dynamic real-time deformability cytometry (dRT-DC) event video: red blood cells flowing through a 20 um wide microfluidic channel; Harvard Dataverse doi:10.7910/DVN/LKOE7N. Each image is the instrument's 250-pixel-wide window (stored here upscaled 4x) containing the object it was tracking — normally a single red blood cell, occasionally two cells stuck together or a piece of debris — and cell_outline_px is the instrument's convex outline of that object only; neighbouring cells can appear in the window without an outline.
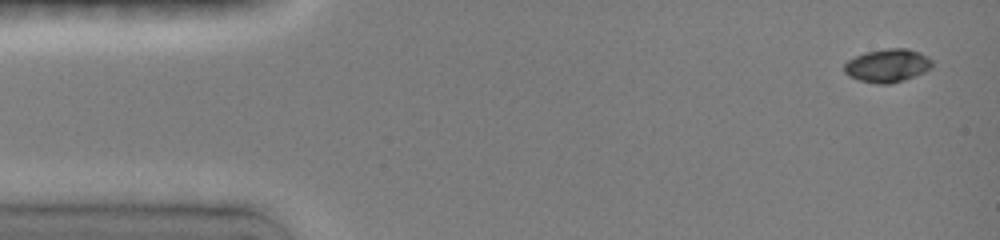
{"species": "common noctule bat (a hibernating species)", "species_latin": "Nyctalus noctula", "temperature_condition": "room temperature", "stored_images_in_passage": 14, "camera_frame_rate_fps": 3000, "um_per_image_px": 0.085, "animal": {"sex": "female", "body_mass_g": 19.0, "forearm_length_mm": 51.5}, "frame": {"image": 1, "passage_image": 1, "time_ms": 0.0, "image_size_px": [1000, 240], "cell_outline_px": [[932, 68], [924, 72], [904, 80], [888, 84], [880, 84], [860, 80], [848, 76], [844, 72], [844, 64], [848, 60], [864, 52], [888, 48], [908, 48], [920, 52], [928, 56], [932, 60]], "centroid_in_image_um": [75.45, 5.56], "position_along_channel_um": 9.6, "area_um2": 17.11}}
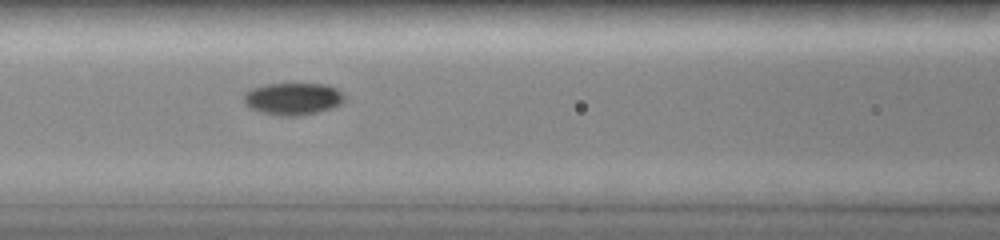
{"frame": {"image": 2, "passage_image": 10, "time_ms": 6.0, "image_size_px": [1000, 240], "cell_outline_px": [[344, 100], [340, 104], [332, 108], [304, 116], [280, 116], [260, 112], [252, 108], [244, 100], [244, 96], [252, 88], [268, 84], [324, 84], [336, 88], [344, 96]], "centroid_in_image_um": [24.94, 8.41], "position_along_channel_um": 141.7, "area_um2": 18.67}}
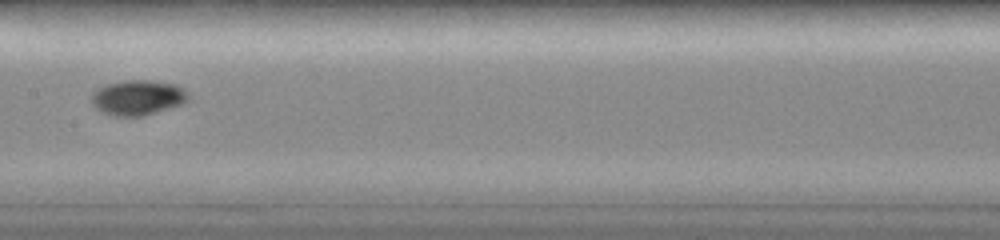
{"frame": {"image": 3, "passage_image": 12, "time_ms": 7.333, "image_size_px": [1000, 240], "cell_outline_px": [[188, 100], [180, 104], [144, 116], [112, 116], [96, 108], [92, 104], [92, 96], [96, 88], [104, 84], [124, 80], [148, 80], [172, 84], [184, 88], [188, 92]], "centroid_in_image_um": [11.68, 8.29], "position_along_channel_um": 195.7, "area_um2": 19.71}}